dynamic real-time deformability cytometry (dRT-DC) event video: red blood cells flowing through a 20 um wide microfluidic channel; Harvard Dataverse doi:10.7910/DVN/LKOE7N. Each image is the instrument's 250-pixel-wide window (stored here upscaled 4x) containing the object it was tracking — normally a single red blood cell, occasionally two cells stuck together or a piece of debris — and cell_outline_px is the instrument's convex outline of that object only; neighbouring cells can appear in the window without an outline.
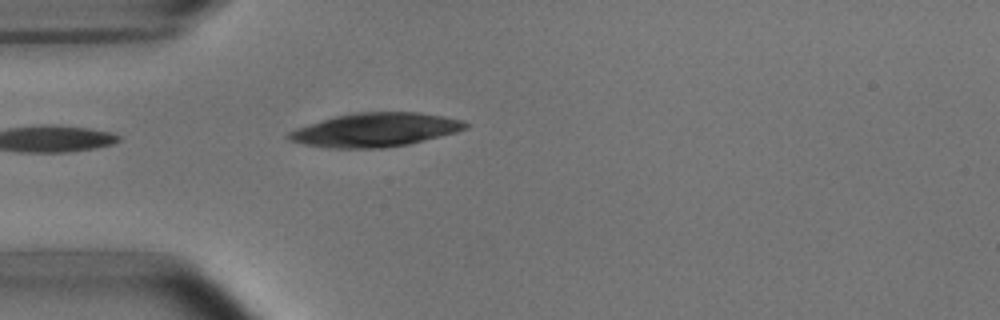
{"species": "common noctule bat (a hibernating species)", "species_latin": "Nyctalus noctula", "temperature_condition": "room temperature", "stored_images_in_passage": 4, "camera_frame_rate_fps": 3000, "um_per_image_px": 0.085, "animal": {"sex": "male", "body_mass_g": 15.6}, "frame": {"image": 1, "passage_image": 4, "time_ms": 3.667, "image_size_px": [1000, 320], "cell_outline_px": [[468, 128], [456, 132], [408, 144], [384, 148], [328, 148], [304, 144], [288, 140], [284, 136], [288, 132], [296, 128], [308, 124], [336, 116], [356, 112], [416, 112], [464, 120], [468, 124]], "centroid_in_image_um": [31.86, 11.04], "position_along_channel_um": 53.1, "area_um2": 34.68}}